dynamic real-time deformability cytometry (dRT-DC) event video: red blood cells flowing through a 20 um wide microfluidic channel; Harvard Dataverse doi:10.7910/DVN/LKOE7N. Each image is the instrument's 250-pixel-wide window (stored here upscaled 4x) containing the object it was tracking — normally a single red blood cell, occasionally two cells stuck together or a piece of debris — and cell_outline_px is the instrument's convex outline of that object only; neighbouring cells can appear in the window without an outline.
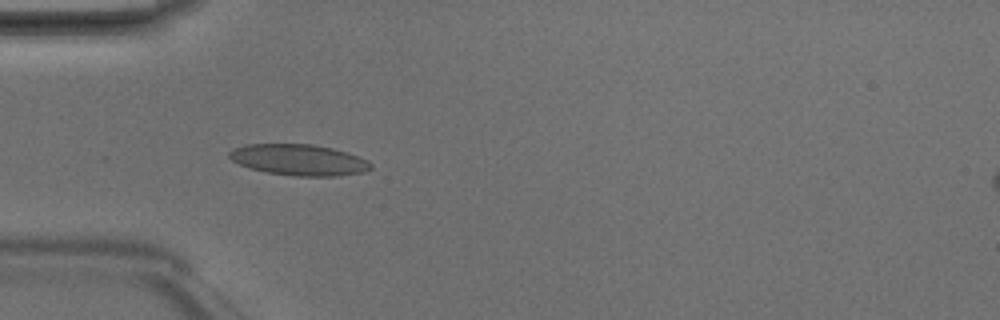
{"species": "Egyptian fruit bat (a non-hibernating species)", "species_latin": "Rousettus aegyptiacus", "temperature_condition": "room temperature", "stored_images_in_passage": 6, "camera_frame_rate_fps": 3000, "um_per_image_px": 0.085, "animal": {"sex": "male"}, "frame": {"image": 1, "passage_image": 4, "time_ms": 1.0, "image_size_px": [1000, 320], "cell_outline_px": [[372, 168], [364, 172], [336, 176], [296, 176], [268, 172], [248, 168], [232, 160], [228, 156], [228, 152], [232, 148], [244, 144], [312, 144], [332, 148], [368, 160], [372, 164]], "centroid_in_image_um": [25.37, 13.58], "position_along_channel_um": 59.6, "area_um2": 25.61}}